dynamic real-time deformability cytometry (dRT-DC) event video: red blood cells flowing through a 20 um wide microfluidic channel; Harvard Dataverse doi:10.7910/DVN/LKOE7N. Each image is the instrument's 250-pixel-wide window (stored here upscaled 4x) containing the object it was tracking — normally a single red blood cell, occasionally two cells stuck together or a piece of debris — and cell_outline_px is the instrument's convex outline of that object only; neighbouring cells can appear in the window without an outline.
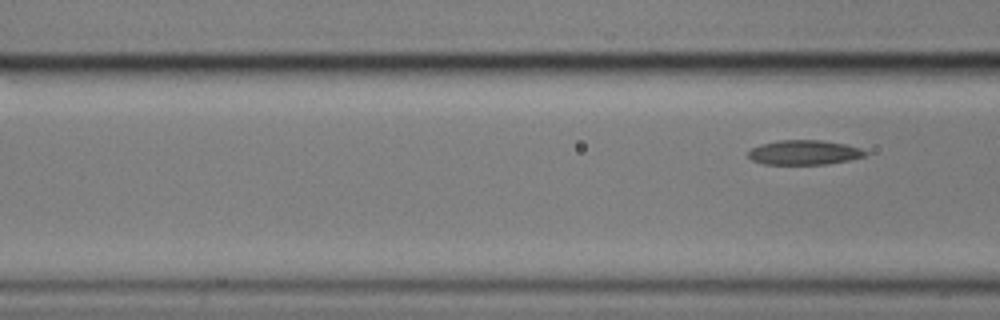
{"species": "common noctule bat (a hibernating species)", "species_latin": "Nyctalus noctula", "temperature_condition": "cold", "stored_images_in_passage": 7, "segment_of_instrument_passage": [2, 2], "camera_frame_rate_fps": 3000, "um_per_image_px": 0.085, "animal": {"sex": "male", "body_mass_g": 17.9}, "frame": {"image": 1, "passage_image": 7, "time_ms": 2.0, "image_size_px": [1000, 320], "cell_outline_px": [[868, 156], [828, 164], [764, 164], [752, 160], [748, 156], [748, 152], [752, 148], [760, 144], [780, 140], [820, 140], [844, 144], [860, 148], [868, 152]], "centroid_in_image_um": [68.37, 12.96], "position_along_channel_um": 98.2, "area_um2": 16.76}}